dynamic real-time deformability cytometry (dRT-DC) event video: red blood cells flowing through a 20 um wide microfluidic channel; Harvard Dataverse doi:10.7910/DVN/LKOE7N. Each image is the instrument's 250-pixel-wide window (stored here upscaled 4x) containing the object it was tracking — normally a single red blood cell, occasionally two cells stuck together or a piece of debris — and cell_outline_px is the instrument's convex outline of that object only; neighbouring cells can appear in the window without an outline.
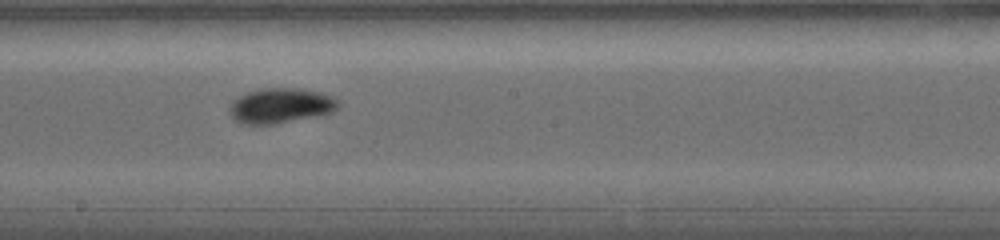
{"species": "common noctule bat (a hibernating species)", "species_latin": "Nyctalus noctula", "temperature_condition": "warm", "stored_images_in_passage": 40, "camera_frame_rate_fps": 5000, "um_per_image_px": 0.085, "animal": {"sex": "female", "body_mass_g": 19.0, "forearm_length_mm": 56.7}, "frame": {"image": 1, "passage_image": 12, "time_ms": 7.4, "image_size_px": [1000, 240], "cell_outline_px": [[340, 108], [332, 112], [316, 116], [276, 124], [240, 124], [228, 112], [228, 108], [240, 96], [248, 92], [260, 88], [296, 88], [320, 92], [332, 96], [340, 104]], "centroid_in_image_um": [23.87, 8.99], "position_along_channel_um": 224.3, "area_um2": 22.2}}
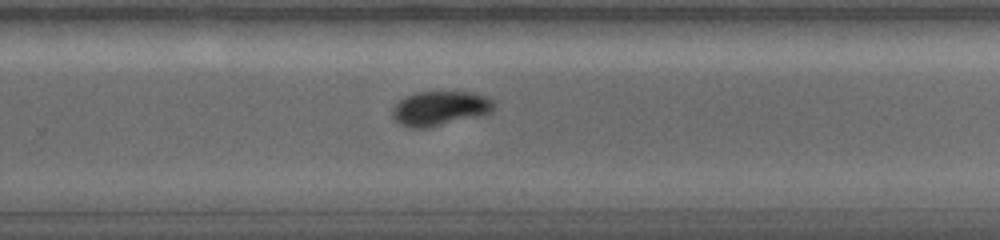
{"frame": {"image": 2, "passage_image": 17, "time_ms": 9.2, "image_size_px": [1000, 240], "cell_outline_px": [[496, 104], [492, 112], [484, 116], [428, 128], [408, 128], [400, 124], [392, 116], [392, 108], [400, 100], [416, 92], [472, 92], [488, 96]], "centroid_in_image_um": [37.46, 9.23], "position_along_channel_um": 292.3, "area_um2": 20.81}}
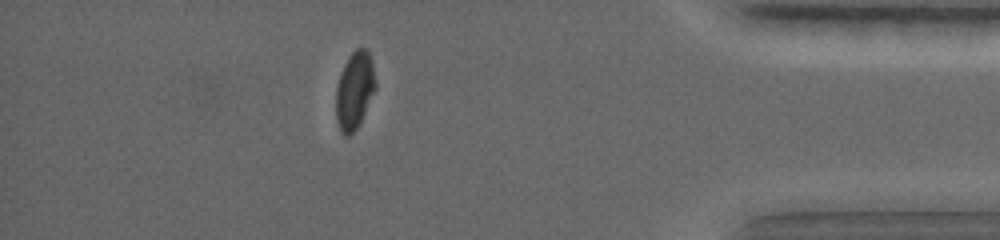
{"frame": {"image": 3, "passage_image": 29, "time_ms": 13.2, "image_size_px": [1000, 240], "cell_outline_px": [[376, 88], [360, 124], [348, 136], [344, 136], [340, 132], [336, 120], [336, 88], [340, 72], [348, 56], [356, 48], [368, 48], [372, 60], [376, 80]], "centroid_in_image_um": [30.14, 7.66], "position_along_channel_um": 405.1, "area_um2": 18.21}, "authors_computed_cell_mechanics": {"area_um2": 19.6809, "velocity_mm_per_s": 3.7895, "shape_relaxation_time_tau1_ms": 3.9213, "shape_relaxation_time_tau2_ms": null, "deformation_change_tau1": 0.1087, "deformation_change_tau2": null}}